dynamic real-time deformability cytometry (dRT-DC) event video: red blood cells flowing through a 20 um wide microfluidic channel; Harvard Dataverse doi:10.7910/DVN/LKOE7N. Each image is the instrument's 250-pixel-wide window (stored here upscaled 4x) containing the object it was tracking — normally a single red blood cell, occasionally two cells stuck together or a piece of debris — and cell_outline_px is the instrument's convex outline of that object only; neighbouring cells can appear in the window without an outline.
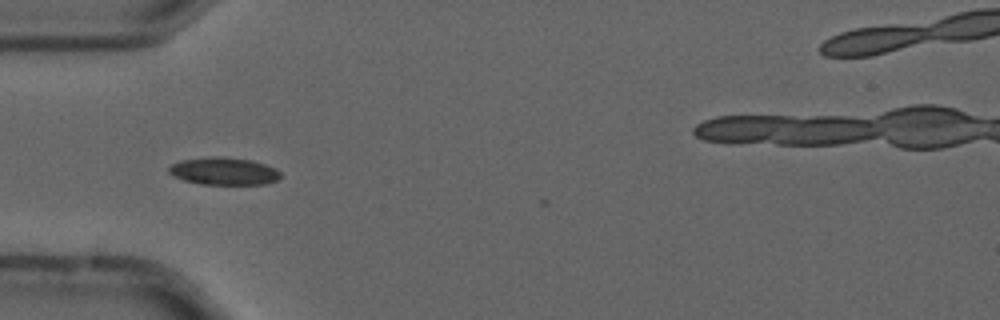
{"species": "common noctule bat (a hibernating species)", "species_latin": "Nyctalus noctula", "temperature_condition": "cold", "stored_images_in_passage": 5, "camera_frame_rate_fps": 3000, "um_per_image_px": 0.085, "animal": {"sex": "male", "forearm_length_mm": 52.5}, "frame": {"image": 1, "passage_image": 4, "time_ms": 1.0, "image_size_px": [1000, 320], "cell_outline_px": [[280, 176], [276, 180], [268, 184], [200, 184], [184, 180], [172, 176], [168, 172], [168, 168], [172, 164], [180, 160], [212, 156], [224, 156], [252, 160], [276, 168], [280, 172]], "centroid_in_image_um": [19.01, 14.54], "position_along_channel_um": 66.0, "area_um2": 18.03}}